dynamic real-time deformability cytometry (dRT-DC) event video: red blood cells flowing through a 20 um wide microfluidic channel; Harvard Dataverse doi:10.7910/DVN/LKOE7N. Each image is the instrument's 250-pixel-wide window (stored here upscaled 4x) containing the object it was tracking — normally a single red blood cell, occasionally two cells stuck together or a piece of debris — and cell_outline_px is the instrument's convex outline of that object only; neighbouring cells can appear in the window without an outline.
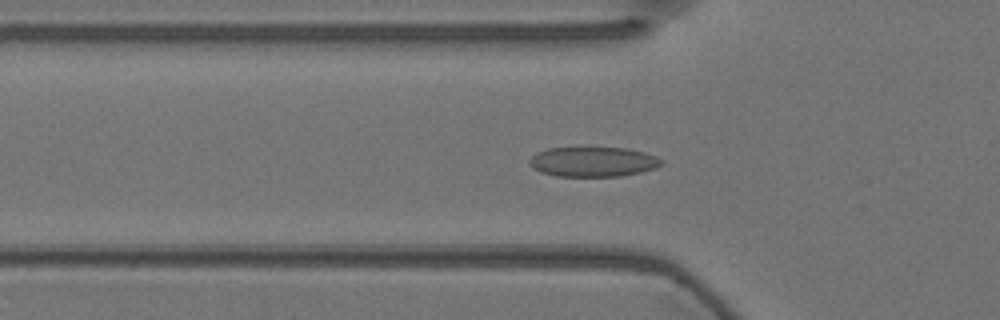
{"species": "Egyptian fruit bat (a non-hibernating species)", "species_latin": "Rousettus aegyptiacus", "temperature_condition": "warm", "stored_images_in_passage": 56, "camera_frame_rate_fps": 3000, "um_per_image_px": 0.085, "animal": {"sex": "female"}, "frame": {"image": 1, "passage_image": 18, "time_ms": 5.667, "image_size_px": [1000, 320], "cell_outline_px": [[664, 164], [656, 168], [640, 172], [620, 176], [556, 176], [540, 172], [532, 168], [528, 164], [528, 160], [536, 152], [548, 148], [576, 144], [588, 144], [628, 148], [644, 152], [656, 156], [664, 160]], "centroid_in_image_um": [50.37, 13.68], "position_along_channel_um": 75.4, "area_um2": 24.45}}
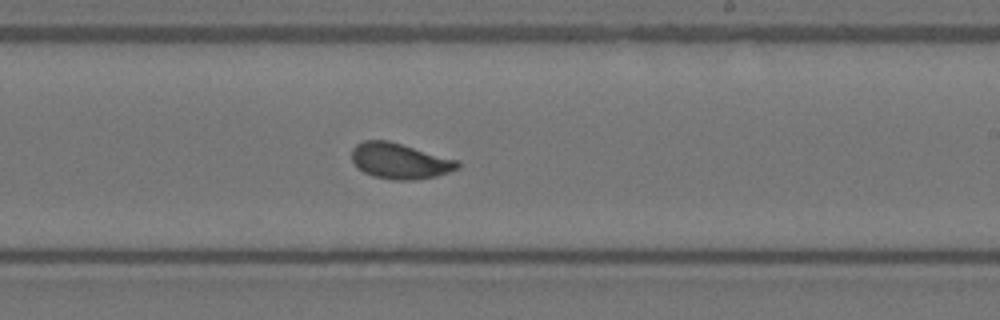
{"frame": {"image": 2, "passage_image": 33, "time_ms": 10.667, "image_size_px": [1000, 320], "cell_outline_px": [[460, 168], [436, 176], [412, 180], [396, 180], [372, 176], [364, 172], [352, 160], [352, 148], [356, 144], [364, 140], [388, 140], [460, 160]], "centroid_in_image_um": [34.02, 13.67], "position_along_channel_um": 255.0, "area_um2": 22.08}}
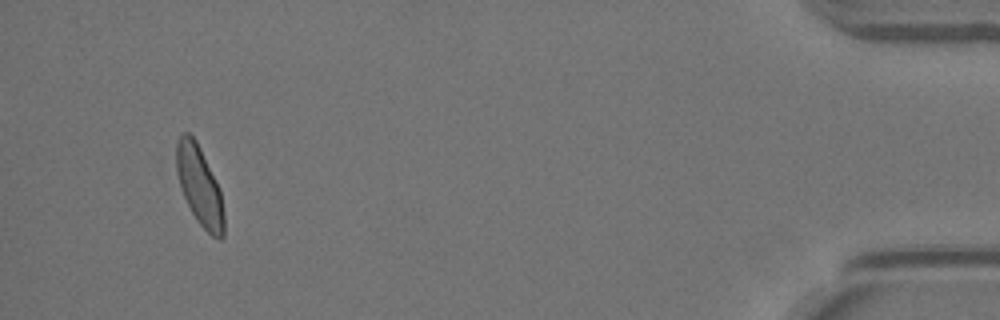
{"frame": {"image": 3, "passage_image": 53, "time_ms": 17.333, "image_size_px": [1000, 320], "cell_outline_px": [[224, 236], [220, 240], [212, 236], [196, 220], [184, 196], [176, 172], [176, 144], [180, 132], [188, 132], [196, 140], [220, 188], [224, 212]], "centroid_in_image_um": [16.96, 15.78], "position_along_channel_um": 418.2, "area_um2": 21.96}, "authors_computed_cell_mechanics": {"area_um2": 22.0796, "velocity_mm_per_s": 3.5723, "shape_relaxation_time_tau1_ms": 5.3213, "shape_relaxation_time_tau2_ms": 0.8759, "deformation_change_tau1": 0.1504, "deformation_change_tau2": 0.0602}}